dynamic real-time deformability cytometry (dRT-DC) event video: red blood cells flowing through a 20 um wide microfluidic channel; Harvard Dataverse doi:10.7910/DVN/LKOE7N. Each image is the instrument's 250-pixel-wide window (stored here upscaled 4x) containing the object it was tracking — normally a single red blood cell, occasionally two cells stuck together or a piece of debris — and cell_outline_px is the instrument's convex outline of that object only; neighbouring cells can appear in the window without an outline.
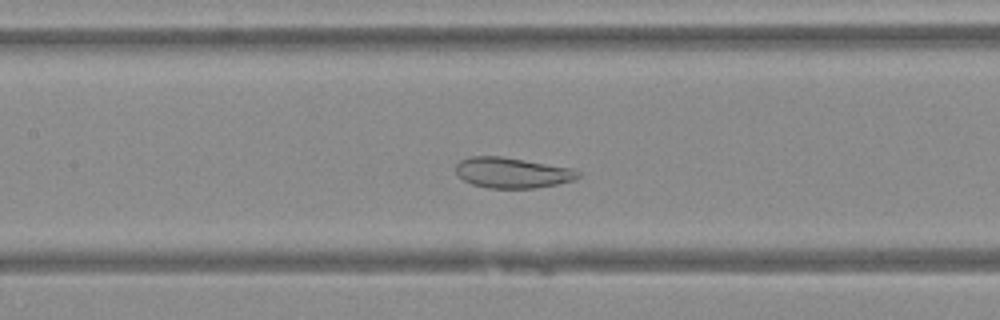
{"species": "Egyptian fruit bat (a non-hibernating species)", "species_latin": "Rousettus aegyptiacus", "temperature_condition": "warm", "stored_images_in_passage": 45, "camera_frame_rate_fps": 3000, "um_per_image_px": 0.085, "animal": {"sex": "female"}, "frame": {"image": 1, "passage_image": 19, "time_ms": 6.0, "image_size_px": [1000, 320], "cell_outline_px": [[580, 176], [572, 180], [556, 184], [536, 188], [488, 188], [472, 184], [464, 180], [456, 172], [456, 164], [460, 160], [472, 156], [500, 156], [572, 168], [580, 172]], "centroid_in_image_um": [43.52, 14.68], "position_along_channel_um": 163.9, "area_um2": 21.56}}
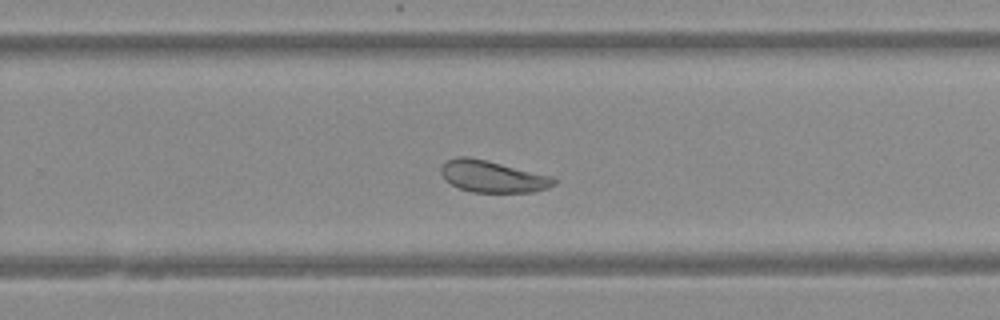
{"frame": {"image": 2, "passage_image": 28, "time_ms": 9.0, "image_size_px": [1000, 320], "cell_outline_px": [[556, 184], [548, 188], [532, 192], [472, 192], [460, 188], [452, 184], [440, 172], [440, 168], [448, 160], [456, 156], [468, 156], [488, 160], [552, 176], [556, 180]], "centroid_in_image_um": [41.9, 14.99], "position_along_channel_um": 287.9, "area_um2": 20.81}}
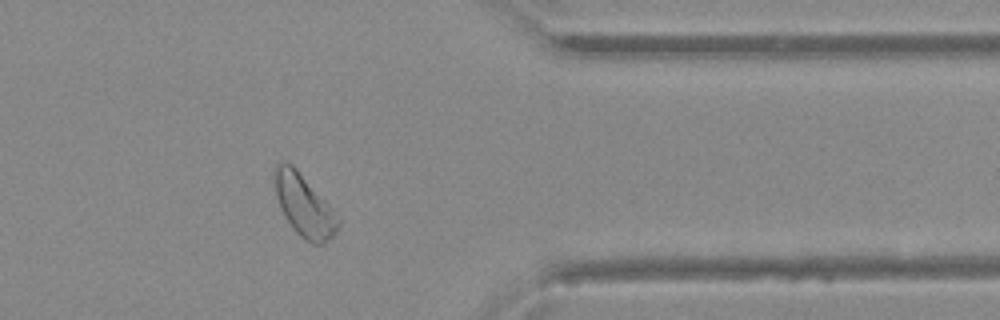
{"frame": {"image": 3, "passage_image": 36, "time_ms": 11.667, "image_size_px": [1000, 320], "cell_outline_px": [[340, 224], [332, 236], [324, 244], [312, 244], [304, 240], [296, 232], [284, 216], [280, 208], [276, 196], [272, 176], [272, 168], [276, 164], [284, 160], [292, 164], [296, 168], [328, 204], [340, 220]], "centroid_in_image_um": [25.78, 17.43], "position_along_channel_um": 385.6, "area_um2": 23.0}}